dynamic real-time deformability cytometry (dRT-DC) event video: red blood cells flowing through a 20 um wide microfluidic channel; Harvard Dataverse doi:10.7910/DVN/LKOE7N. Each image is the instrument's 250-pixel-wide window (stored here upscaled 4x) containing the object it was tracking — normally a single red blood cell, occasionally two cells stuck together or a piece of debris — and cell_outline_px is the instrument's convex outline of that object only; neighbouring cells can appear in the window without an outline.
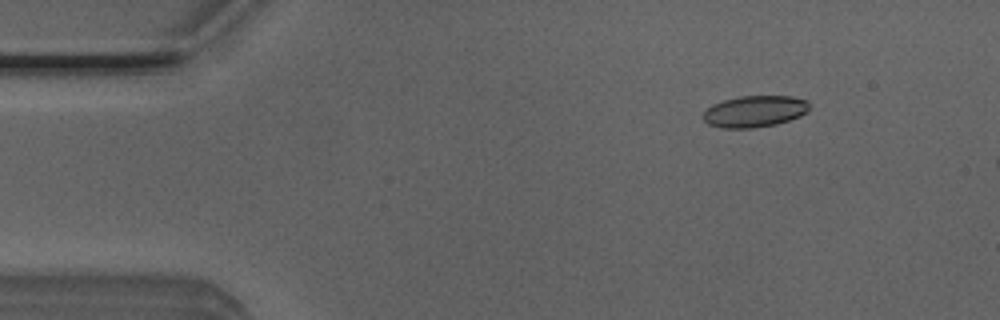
{"species": "Egyptian fruit bat (a non-hibernating species)", "species_latin": "Rousettus aegyptiacus", "temperature_condition": "room temperature", "stored_images_in_passage": 16, "camera_frame_rate_fps": 3000, "um_per_image_px": 0.085, "animal": {"sex": "male"}, "frame": {"image": 1, "passage_image": 7, "time_ms": 2.0, "image_size_px": [1000, 320], "cell_outline_px": [[808, 112], [800, 116], [776, 124], [752, 128], [720, 128], [708, 124], [700, 116], [712, 104], [724, 100], [740, 96], [792, 96], [808, 100]], "centroid_in_image_um": [64.13, 9.47], "position_along_channel_um": 20.9, "area_um2": 19.59}}